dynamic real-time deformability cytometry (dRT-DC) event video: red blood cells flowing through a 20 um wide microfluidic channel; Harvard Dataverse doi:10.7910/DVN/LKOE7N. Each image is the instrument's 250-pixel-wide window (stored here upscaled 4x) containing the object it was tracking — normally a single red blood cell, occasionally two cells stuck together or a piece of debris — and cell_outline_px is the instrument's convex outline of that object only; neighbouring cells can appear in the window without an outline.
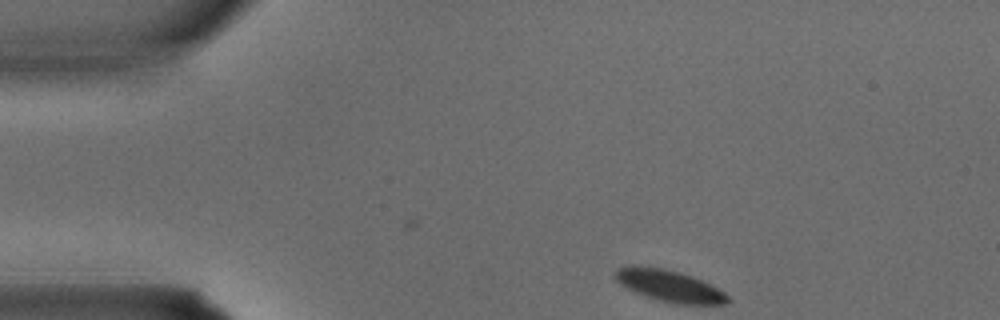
{"species": "common noctule bat (a hibernating species)", "species_latin": "Nyctalus noctula", "temperature_condition": "warm", "stored_images_in_passage": 3, "segment_of_instrument_passage": [1, 2], "camera_frame_rate_fps": 3000, "um_per_image_px": 0.085, "animal": {"sex": "male", "body_mass_g": 15.6}, "frame": {"image": 1, "passage_image": 1, "time_ms": 0.0, "image_size_px": [1000, 320], "cell_outline_px": [[728, 300], [724, 304], [676, 304], [660, 300], [636, 292], [620, 284], [616, 280], [616, 268], [632, 264], [636, 264], [664, 268], [680, 272], [692, 276], [724, 292], [728, 296]], "centroid_in_image_um": [56.85, 24.26], "position_along_channel_um": 28.2, "area_um2": 20.52}}